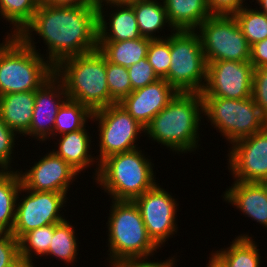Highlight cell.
<instances>
[{
	"instance_id": "cell-1",
	"label": "cell",
	"mask_w": 267,
	"mask_h": 267,
	"mask_svg": "<svg viewBox=\"0 0 267 267\" xmlns=\"http://www.w3.org/2000/svg\"><path fill=\"white\" fill-rule=\"evenodd\" d=\"M34 35L47 45V53L41 55L53 67L65 58L93 52L98 49L97 5L39 4L32 20L17 36L40 54Z\"/></svg>"
},
{
	"instance_id": "cell-2",
	"label": "cell",
	"mask_w": 267,
	"mask_h": 267,
	"mask_svg": "<svg viewBox=\"0 0 267 267\" xmlns=\"http://www.w3.org/2000/svg\"><path fill=\"white\" fill-rule=\"evenodd\" d=\"M201 93L177 92L145 127L148 139L157 142L172 153L187 154L200 149V124L203 117Z\"/></svg>"
},
{
	"instance_id": "cell-3",
	"label": "cell",
	"mask_w": 267,
	"mask_h": 267,
	"mask_svg": "<svg viewBox=\"0 0 267 267\" xmlns=\"http://www.w3.org/2000/svg\"><path fill=\"white\" fill-rule=\"evenodd\" d=\"M106 234L108 265L150 259L160 248L149 237L138 206L130 200H111ZM108 232V233H107ZM109 260V261H108Z\"/></svg>"
},
{
	"instance_id": "cell-4",
	"label": "cell",
	"mask_w": 267,
	"mask_h": 267,
	"mask_svg": "<svg viewBox=\"0 0 267 267\" xmlns=\"http://www.w3.org/2000/svg\"><path fill=\"white\" fill-rule=\"evenodd\" d=\"M54 74L62 81L68 99L92 112L115 104L107 86L106 57L98 49L63 59L54 67Z\"/></svg>"
},
{
	"instance_id": "cell-5",
	"label": "cell",
	"mask_w": 267,
	"mask_h": 267,
	"mask_svg": "<svg viewBox=\"0 0 267 267\" xmlns=\"http://www.w3.org/2000/svg\"><path fill=\"white\" fill-rule=\"evenodd\" d=\"M144 153L145 150L137 148L103 159L99 163L98 174L94 179L95 184H98L97 187L101 186V190L110 195V200L130 201L153 188L158 183L156 172L153 171L155 166L151 158H148L150 156Z\"/></svg>"
},
{
	"instance_id": "cell-6",
	"label": "cell",
	"mask_w": 267,
	"mask_h": 267,
	"mask_svg": "<svg viewBox=\"0 0 267 267\" xmlns=\"http://www.w3.org/2000/svg\"><path fill=\"white\" fill-rule=\"evenodd\" d=\"M54 74V67L13 35L0 48V96L36 91Z\"/></svg>"
},
{
	"instance_id": "cell-7",
	"label": "cell",
	"mask_w": 267,
	"mask_h": 267,
	"mask_svg": "<svg viewBox=\"0 0 267 267\" xmlns=\"http://www.w3.org/2000/svg\"><path fill=\"white\" fill-rule=\"evenodd\" d=\"M202 98L206 121H210V125L226 139V144L232 145L267 127V118L252 97L245 99Z\"/></svg>"
},
{
	"instance_id": "cell-8",
	"label": "cell",
	"mask_w": 267,
	"mask_h": 267,
	"mask_svg": "<svg viewBox=\"0 0 267 267\" xmlns=\"http://www.w3.org/2000/svg\"><path fill=\"white\" fill-rule=\"evenodd\" d=\"M171 65L164 78L177 92L201 93L207 63L196 31L176 30L170 34Z\"/></svg>"
},
{
	"instance_id": "cell-9",
	"label": "cell",
	"mask_w": 267,
	"mask_h": 267,
	"mask_svg": "<svg viewBox=\"0 0 267 267\" xmlns=\"http://www.w3.org/2000/svg\"><path fill=\"white\" fill-rule=\"evenodd\" d=\"M201 39L206 63L249 62L251 46L233 15H211L195 30Z\"/></svg>"
},
{
	"instance_id": "cell-10",
	"label": "cell",
	"mask_w": 267,
	"mask_h": 267,
	"mask_svg": "<svg viewBox=\"0 0 267 267\" xmlns=\"http://www.w3.org/2000/svg\"><path fill=\"white\" fill-rule=\"evenodd\" d=\"M92 123H97L100 163L106 157L129 152L138 147V138L145 134V127L136 121L119 103L111 104L93 112ZM143 133V134H142ZM136 143V144H135Z\"/></svg>"
},
{
	"instance_id": "cell-11",
	"label": "cell",
	"mask_w": 267,
	"mask_h": 267,
	"mask_svg": "<svg viewBox=\"0 0 267 267\" xmlns=\"http://www.w3.org/2000/svg\"><path fill=\"white\" fill-rule=\"evenodd\" d=\"M67 196L65 193L34 191L21 186L11 233L19 240L30 230L62 222L66 219L63 210L67 207Z\"/></svg>"
},
{
	"instance_id": "cell-12",
	"label": "cell",
	"mask_w": 267,
	"mask_h": 267,
	"mask_svg": "<svg viewBox=\"0 0 267 267\" xmlns=\"http://www.w3.org/2000/svg\"><path fill=\"white\" fill-rule=\"evenodd\" d=\"M177 200L160 183L133 200L139 208L149 237L160 249L178 232Z\"/></svg>"
},
{
	"instance_id": "cell-13",
	"label": "cell",
	"mask_w": 267,
	"mask_h": 267,
	"mask_svg": "<svg viewBox=\"0 0 267 267\" xmlns=\"http://www.w3.org/2000/svg\"><path fill=\"white\" fill-rule=\"evenodd\" d=\"M253 65L250 62L215 61L207 64L202 97L245 99L251 97Z\"/></svg>"
},
{
	"instance_id": "cell-14",
	"label": "cell",
	"mask_w": 267,
	"mask_h": 267,
	"mask_svg": "<svg viewBox=\"0 0 267 267\" xmlns=\"http://www.w3.org/2000/svg\"><path fill=\"white\" fill-rule=\"evenodd\" d=\"M226 163L234 181L261 182L267 178V127L228 147Z\"/></svg>"
},
{
	"instance_id": "cell-15",
	"label": "cell",
	"mask_w": 267,
	"mask_h": 267,
	"mask_svg": "<svg viewBox=\"0 0 267 267\" xmlns=\"http://www.w3.org/2000/svg\"><path fill=\"white\" fill-rule=\"evenodd\" d=\"M17 170L22 186L28 190L65 193L68 195L71 184L79 173L53 151H48L34 162L30 169Z\"/></svg>"
},
{
	"instance_id": "cell-16",
	"label": "cell",
	"mask_w": 267,
	"mask_h": 267,
	"mask_svg": "<svg viewBox=\"0 0 267 267\" xmlns=\"http://www.w3.org/2000/svg\"><path fill=\"white\" fill-rule=\"evenodd\" d=\"M68 99L62 81L53 74L35 91V105L29 130L23 135L42 143L53 140L59 108ZM30 136V137H29ZM51 138V139H50Z\"/></svg>"
},
{
	"instance_id": "cell-17",
	"label": "cell",
	"mask_w": 267,
	"mask_h": 267,
	"mask_svg": "<svg viewBox=\"0 0 267 267\" xmlns=\"http://www.w3.org/2000/svg\"><path fill=\"white\" fill-rule=\"evenodd\" d=\"M177 91L165 80L132 91L119 104L143 127L164 109Z\"/></svg>"
},
{
	"instance_id": "cell-18",
	"label": "cell",
	"mask_w": 267,
	"mask_h": 267,
	"mask_svg": "<svg viewBox=\"0 0 267 267\" xmlns=\"http://www.w3.org/2000/svg\"><path fill=\"white\" fill-rule=\"evenodd\" d=\"M96 5L98 41L134 40L141 37L132 5L112 4L104 0H97Z\"/></svg>"
},
{
	"instance_id": "cell-19",
	"label": "cell",
	"mask_w": 267,
	"mask_h": 267,
	"mask_svg": "<svg viewBox=\"0 0 267 267\" xmlns=\"http://www.w3.org/2000/svg\"><path fill=\"white\" fill-rule=\"evenodd\" d=\"M221 196L224 202L267 230V193L261 183L234 181Z\"/></svg>"
},
{
	"instance_id": "cell-20",
	"label": "cell",
	"mask_w": 267,
	"mask_h": 267,
	"mask_svg": "<svg viewBox=\"0 0 267 267\" xmlns=\"http://www.w3.org/2000/svg\"><path fill=\"white\" fill-rule=\"evenodd\" d=\"M88 131L86 127H83L77 131L57 136L59 138L54 145L55 147L57 145V148L51 150L73 167L80 175L81 172H86L83 170L96 166L94 172H92V179L94 180L98 174L99 162L92 155L95 152L91 150L93 148L91 143L94 140L92 139L93 134H90Z\"/></svg>"
},
{
	"instance_id": "cell-21",
	"label": "cell",
	"mask_w": 267,
	"mask_h": 267,
	"mask_svg": "<svg viewBox=\"0 0 267 267\" xmlns=\"http://www.w3.org/2000/svg\"><path fill=\"white\" fill-rule=\"evenodd\" d=\"M34 105L35 91L1 95L0 115L2 121L22 137L29 130Z\"/></svg>"
},
{
	"instance_id": "cell-22",
	"label": "cell",
	"mask_w": 267,
	"mask_h": 267,
	"mask_svg": "<svg viewBox=\"0 0 267 267\" xmlns=\"http://www.w3.org/2000/svg\"><path fill=\"white\" fill-rule=\"evenodd\" d=\"M167 19L176 30L195 31L212 14L206 0H163Z\"/></svg>"
},
{
	"instance_id": "cell-23",
	"label": "cell",
	"mask_w": 267,
	"mask_h": 267,
	"mask_svg": "<svg viewBox=\"0 0 267 267\" xmlns=\"http://www.w3.org/2000/svg\"><path fill=\"white\" fill-rule=\"evenodd\" d=\"M162 1V2H161ZM136 15V21L142 37L149 39H165L162 33L168 29L170 33L175 30L171 27L166 14V9L163 0H145L131 4ZM166 26L168 27L166 29ZM170 29V30H169ZM161 33H160V32ZM160 33L159 35H156Z\"/></svg>"
},
{
	"instance_id": "cell-24",
	"label": "cell",
	"mask_w": 267,
	"mask_h": 267,
	"mask_svg": "<svg viewBox=\"0 0 267 267\" xmlns=\"http://www.w3.org/2000/svg\"><path fill=\"white\" fill-rule=\"evenodd\" d=\"M235 237L230 246L212 252L226 267H261L262 257L255 238L247 232Z\"/></svg>"
},
{
	"instance_id": "cell-25",
	"label": "cell",
	"mask_w": 267,
	"mask_h": 267,
	"mask_svg": "<svg viewBox=\"0 0 267 267\" xmlns=\"http://www.w3.org/2000/svg\"><path fill=\"white\" fill-rule=\"evenodd\" d=\"M151 40L141 36L134 40L98 41V50L109 62L128 68L146 58Z\"/></svg>"
},
{
	"instance_id": "cell-26",
	"label": "cell",
	"mask_w": 267,
	"mask_h": 267,
	"mask_svg": "<svg viewBox=\"0 0 267 267\" xmlns=\"http://www.w3.org/2000/svg\"><path fill=\"white\" fill-rule=\"evenodd\" d=\"M21 186L17 170L0 171V232L11 233L13 229L16 200Z\"/></svg>"
},
{
	"instance_id": "cell-27",
	"label": "cell",
	"mask_w": 267,
	"mask_h": 267,
	"mask_svg": "<svg viewBox=\"0 0 267 267\" xmlns=\"http://www.w3.org/2000/svg\"><path fill=\"white\" fill-rule=\"evenodd\" d=\"M75 228L67 218L60 223L54 224V234L45 259L50 256V258L63 261L67 266L75 264V261L77 262L78 244L80 243H78Z\"/></svg>"
},
{
	"instance_id": "cell-28",
	"label": "cell",
	"mask_w": 267,
	"mask_h": 267,
	"mask_svg": "<svg viewBox=\"0 0 267 267\" xmlns=\"http://www.w3.org/2000/svg\"><path fill=\"white\" fill-rule=\"evenodd\" d=\"M53 234L54 224H51L30 230L19 239V258L24 267H36L34 258L44 259Z\"/></svg>"
},
{
	"instance_id": "cell-29",
	"label": "cell",
	"mask_w": 267,
	"mask_h": 267,
	"mask_svg": "<svg viewBox=\"0 0 267 267\" xmlns=\"http://www.w3.org/2000/svg\"><path fill=\"white\" fill-rule=\"evenodd\" d=\"M93 112L83 104L67 99L59 108L53 130V139L65 133L86 127L92 119ZM90 119V120H89Z\"/></svg>"
},
{
	"instance_id": "cell-30",
	"label": "cell",
	"mask_w": 267,
	"mask_h": 267,
	"mask_svg": "<svg viewBox=\"0 0 267 267\" xmlns=\"http://www.w3.org/2000/svg\"><path fill=\"white\" fill-rule=\"evenodd\" d=\"M38 6V0H0V20L9 22L12 29L8 31L18 35L32 20Z\"/></svg>"
},
{
	"instance_id": "cell-31",
	"label": "cell",
	"mask_w": 267,
	"mask_h": 267,
	"mask_svg": "<svg viewBox=\"0 0 267 267\" xmlns=\"http://www.w3.org/2000/svg\"><path fill=\"white\" fill-rule=\"evenodd\" d=\"M233 16L250 46L267 38V14L248 4Z\"/></svg>"
},
{
	"instance_id": "cell-32",
	"label": "cell",
	"mask_w": 267,
	"mask_h": 267,
	"mask_svg": "<svg viewBox=\"0 0 267 267\" xmlns=\"http://www.w3.org/2000/svg\"><path fill=\"white\" fill-rule=\"evenodd\" d=\"M107 86L110 98L120 103L131 93V82L128 69L106 59Z\"/></svg>"
},
{
	"instance_id": "cell-33",
	"label": "cell",
	"mask_w": 267,
	"mask_h": 267,
	"mask_svg": "<svg viewBox=\"0 0 267 267\" xmlns=\"http://www.w3.org/2000/svg\"><path fill=\"white\" fill-rule=\"evenodd\" d=\"M149 64L159 79H164L171 65L170 35L165 39H154L150 41L147 56Z\"/></svg>"
},
{
	"instance_id": "cell-34",
	"label": "cell",
	"mask_w": 267,
	"mask_h": 267,
	"mask_svg": "<svg viewBox=\"0 0 267 267\" xmlns=\"http://www.w3.org/2000/svg\"><path fill=\"white\" fill-rule=\"evenodd\" d=\"M20 136L11 130L3 121L0 115V171H11L14 157V148ZM13 154V155H12Z\"/></svg>"
},
{
	"instance_id": "cell-35",
	"label": "cell",
	"mask_w": 267,
	"mask_h": 267,
	"mask_svg": "<svg viewBox=\"0 0 267 267\" xmlns=\"http://www.w3.org/2000/svg\"><path fill=\"white\" fill-rule=\"evenodd\" d=\"M0 267H24L19 258V240L12 233L0 232Z\"/></svg>"
},
{
	"instance_id": "cell-36",
	"label": "cell",
	"mask_w": 267,
	"mask_h": 267,
	"mask_svg": "<svg viewBox=\"0 0 267 267\" xmlns=\"http://www.w3.org/2000/svg\"><path fill=\"white\" fill-rule=\"evenodd\" d=\"M127 69L130 76L131 92L154 83L159 79L154 73L153 67L149 64L147 58L141 59Z\"/></svg>"
},
{
	"instance_id": "cell-37",
	"label": "cell",
	"mask_w": 267,
	"mask_h": 267,
	"mask_svg": "<svg viewBox=\"0 0 267 267\" xmlns=\"http://www.w3.org/2000/svg\"><path fill=\"white\" fill-rule=\"evenodd\" d=\"M251 97L267 118V66L254 69Z\"/></svg>"
},
{
	"instance_id": "cell-38",
	"label": "cell",
	"mask_w": 267,
	"mask_h": 267,
	"mask_svg": "<svg viewBox=\"0 0 267 267\" xmlns=\"http://www.w3.org/2000/svg\"><path fill=\"white\" fill-rule=\"evenodd\" d=\"M246 0H206L209 11L212 15H233L244 5Z\"/></svg>"
},
{
	"instance_id": "cell-39",
	"label": "cell",
	"mask_w": 267,
	"mask_h": 267,
	"mask_svg": "<svg viewBox=\"0 0 267 267\" xmlns=\"http://www.w3.org/2000/svg\"><path fill=\"white\" fill-rule=\"evenodd\" d=\"M174 255L173 257L169 256V258L163 260H151L150 259H140V260H127V261H122L119 263H116L112 265L111 267H176L177 263V257Z\"/></svg>"
},
{
	"instance_id": "cell-40",
	"label": "cell",
	"mask_w": 267,
	"mask_h": 267,
	"mask_svg": "<svg viewBox=\"0 0 267 267\" xmlns=\"http://www.w3.org/2000/svg\"><path fill=\"white\" fill-rule=\"evenodd\" d=\"M249 62L254 69L267 66V38L251 45Z\"/></svg>"
},
{
	"instance_id": "cell-41",
	"label": "cell",
	"mask_w": 267,
	"mask_h": 267,
	"mask_svg": "<svg viewBox=\"0 0 267 267\" xmlns=\"http://www.w3.org/2000/svg\"><path fill=\"white\" fill-rule=\"evenodd\" d=\"M50 6H81V5H96L95 0H50Z\"/></svg>"
},
{
	"instance_id": "cell-42",
	"label": "cell",
	"mask_w": 267,
	"mask_h": 267,
	"mask_svg": "<svg viewBox=\"0 0 267 267\" xmlns=\"http://www.w3.org/2000/svg\"><path fill=\"white\" fill-rule=\"evenodd\" d=\"M209 261L206 264V267H226L224 263L213 253L209 254Z\"/></svg>"
},
{
	"instance_id": "cell-43",
	"label": "cell",
	"mask_w": 267,
	"mask_h": 267,
	"mask_svg": "<svg viewBox=\"0 0 267 267\" xmlns=\"http://www.w3.org/2000/svg\"><path fill=\"white\" fill-rule=\"evenodd\" d=\"M107 3H112V4H127V5H131L133 3L136 2H140V1H145V0H104Z\"/></svg>"
},
{
	"instance_id": "cell-44",
	"label": "cell",
	"mask_w": 267,
	"mask_h": 267,
	"mask_svg": "<svg viewBox=\"0 0 267 267\" xmlns=\"http://www.w3.org/2000/svg\"><path fill=\"white\" fill-rule=\"evenodd\" d=\"M255 1H256L255 4L257 3L258 6H260L259 8L256 7V9L259 10L260 12L267 14V0H255ZM252 2H254V0H252Z\"/></svg>"
},
{
	"instance_id": "cell-45",
	"label": "cell",
	"mask_w": 267,
	"mask_h": 267,
	"mask_svg": "<svg viewBox=\"0 0 267 267\" xmlns=\"http://www.w3.org/2000/svg\"><path fill=\"white\" fill-rule=\"evenodd\" d=\"M13 35L11 34V33H9L8 31H7V34H6V36H3V37H5V38H3L4 40H2V42L0 43V48L12 37Z\"/></svg>"
},
{
	"instance_id": "cell-46",
	"label": "cell",
	"mask_w": 267,
	"mask_h": 267,
	"mask_svg": "<svg viewBox=\"0 0 267 267\" xmlns=\"http://www.w3.org/2000/svg\"><path fill=\"white\" fill-rule=\"evenodd\" d=\"M260 183L265 188L266 193H267V178H264Z\"/></svg>"
},
{
	"instance_id": "cell-47",
	"label": "cell",
	"mask_w": 267,
	"mask_h": 267,
	"mask_svg": "<svg viewBox=\"0 0 267 267\" xmlns=\"http://www.w3.org/2000/svg\"><path fill=\"white\" fill-rule=\"evenodd\" d=\"M50 0H38L39 4H47Z\"/></svg>"
}]
</instances>
